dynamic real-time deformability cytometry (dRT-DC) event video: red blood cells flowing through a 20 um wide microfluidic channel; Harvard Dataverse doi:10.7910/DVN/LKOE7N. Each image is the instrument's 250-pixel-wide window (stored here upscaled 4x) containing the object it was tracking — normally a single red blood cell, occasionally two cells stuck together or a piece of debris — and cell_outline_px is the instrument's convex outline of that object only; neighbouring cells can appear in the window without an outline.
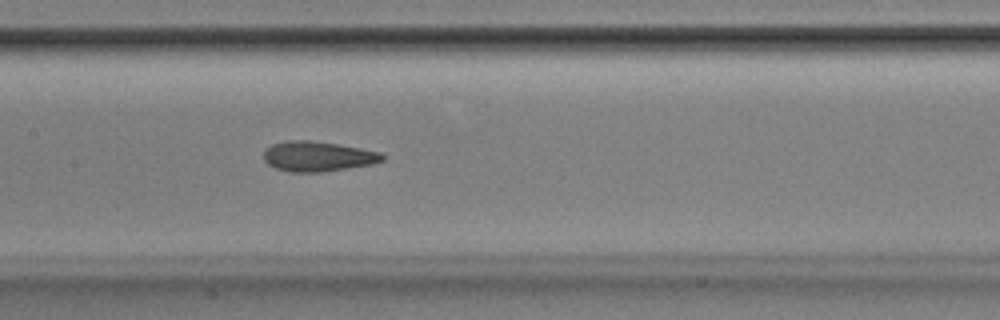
{"species": "Egyptian fruit bat (a non-hibernating species)", "species_latin": "Rousettus aegyptiacus", "temperature_condition": "room temperature", "stored_images_in_passage": 46, "camera_frame_rate_fps": 3000, "um_per_image_px": 0.085, "animal": {"sex": "male"}, "frame": {"image": 1, "passage_image": 19, "time_ms": 6.0, "image_size_px": [1000, 320], "cell_outline_px": [[384, 160], [372, 164], [320, 172], [288, 172], [276, 168], [268, 164], [264, 160], [264, 152], [272, 144], [284, 140], [308, 140], [336, 144], [360, 148], [380, 152], [384, 156]], "centroid_in_image_um": [26.99, 13.29], "position_along_channel_um": 180.4, "area_um2": 20.63}}
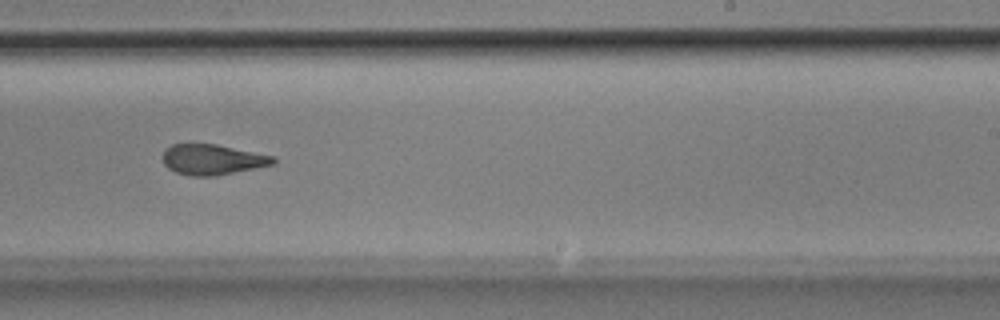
{"frame": {"image": 2, "passage_image": 26, "time_ms": 8.333, "image_size_px": [1000, 320], "cell_outline_px": [[276, 160], [272, 164], [216, 176], [192, 176], [176, 172], [168, 168], [164, 164], [164, 152], [172, 144], [216, 144], [276, 156]], "centroid_in_image_um": [18.07, 13.56], "position_along_channel_um": 270.9, "area_um2": 19.36}}
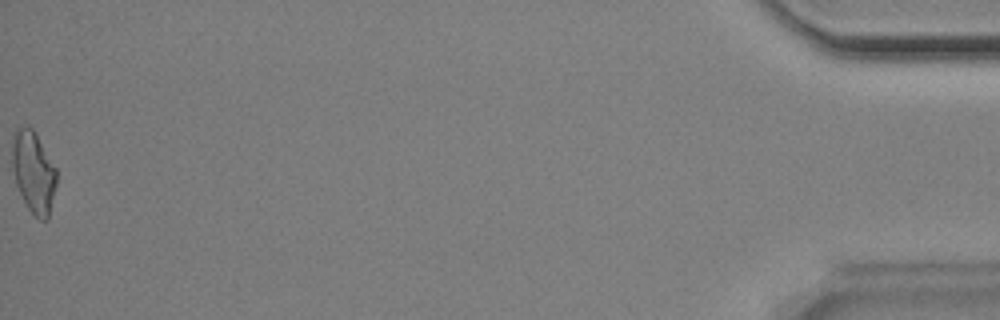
{"frame": {"image": 3, "passage_image": 46, "time_ms": 15.0, "image_size_px": [1000, 320], "cell_outline_px": [[56, 184], [48, 220], [40, 220], [28, 208], [16, 184], [12, 168], [12, 136], [16, 128], [32, 128], [56, 168]], "centroid_in_image_um": [2.84, 14.64], "position_along_channel_um": 432.4, "area_um2": 20.75}, "authors_computed_cell_mechanics": {"area_um2": 20.7502, "velocity_mm_per_s": 3.9187, "shape_relaxation_time_tau1_ms": 7.2948, "shape_relaxation_time_tau2_ms": 2.0884, "deformation_change_tau1": 0.1875, "deformation_change_tau2": 0.1048}}